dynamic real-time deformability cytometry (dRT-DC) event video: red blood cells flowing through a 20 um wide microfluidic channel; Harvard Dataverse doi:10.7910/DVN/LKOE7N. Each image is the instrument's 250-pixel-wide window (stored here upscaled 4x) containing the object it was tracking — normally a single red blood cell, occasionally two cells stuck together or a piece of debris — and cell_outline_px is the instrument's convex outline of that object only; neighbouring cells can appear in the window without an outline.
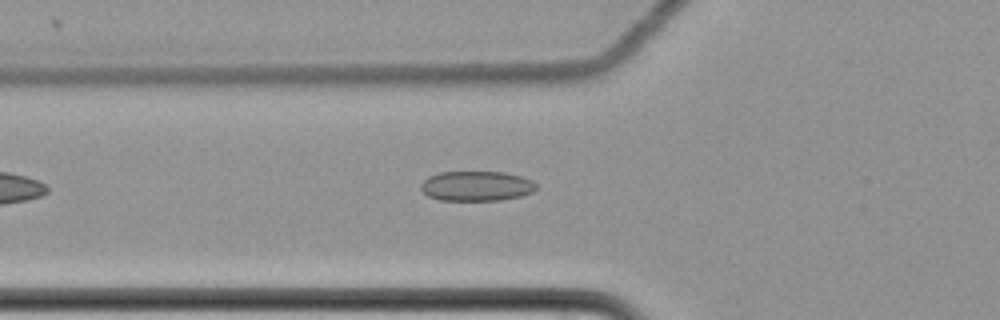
{"species": "common noctule bat (a hibernating species)", "species_latin": "Nyctalus noctula", "temperature_condition": "cold", "stored_images_in_passage": 2, "camera_frame_rate_fps": 3000, "um_per_image_px": 0.085, "animal": {"sex": "female", "body_mass_g": 22.7, "forearm_length_mm": 54.2}, "frame": {"image": 1, "passage_image": 2, "time_ms": 0.333, "image_size_px": [1000, 320], "cell_outline_px": [[536, 188], [532, 192], [520, 196], [500, 200], [440, 200], [428, 196], [420, 188], [420, 184], [428, 176], [440, 172], [504, 172], [520, 176], [532, 180], [536, 184]], "centroid_in_image_um": [40.48, 15.81], "position_along_channel_um": 85.3, "area_um2": 20.06}}